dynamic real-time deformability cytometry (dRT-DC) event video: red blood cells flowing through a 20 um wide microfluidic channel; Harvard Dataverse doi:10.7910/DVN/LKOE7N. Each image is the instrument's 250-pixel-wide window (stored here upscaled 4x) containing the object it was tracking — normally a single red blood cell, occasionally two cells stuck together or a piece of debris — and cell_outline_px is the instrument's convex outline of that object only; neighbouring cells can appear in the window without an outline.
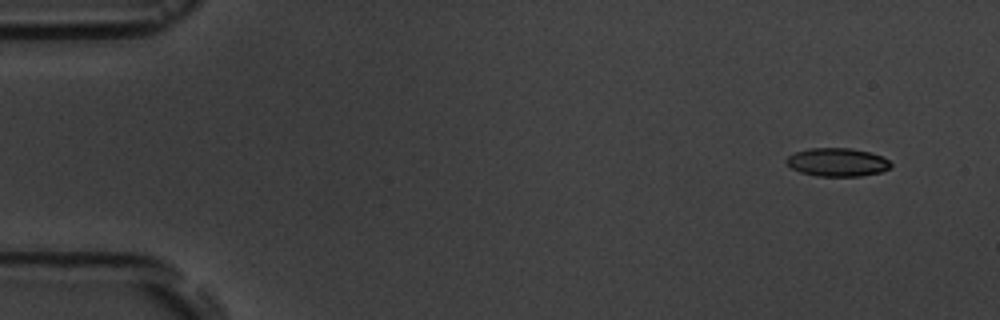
{"species": "common noctule bat (a hibernating species)", "species_latin": "Nyctalus noctula", "temperature_condition": "room temperature", "stored_images_in_passage": 4, "camera_frame_rate_fps": 3000, "um_per_image_px": 0.085, "animal": {"sex": "male", "body_mass_g": 19.5, "forearm_length_mm": 54.6}, "frame": {"image": 1, "passage_image": 2, "time_ms": 1.0, "image_size_px": [1000, 320], "cell_outline_px": [[892, 164], [888, 168], [880, 172], [860, 176], [816, 176], [800, 172], [792, 168], [784, 160], [788, 156], [796, 152], [808, 148], [852, 148], [872, 152], [888, 160]], "centroid_in_image_um": [71.15, 13.78], "position_along_channel_um": 13.8, "area_um2": 17.22}}